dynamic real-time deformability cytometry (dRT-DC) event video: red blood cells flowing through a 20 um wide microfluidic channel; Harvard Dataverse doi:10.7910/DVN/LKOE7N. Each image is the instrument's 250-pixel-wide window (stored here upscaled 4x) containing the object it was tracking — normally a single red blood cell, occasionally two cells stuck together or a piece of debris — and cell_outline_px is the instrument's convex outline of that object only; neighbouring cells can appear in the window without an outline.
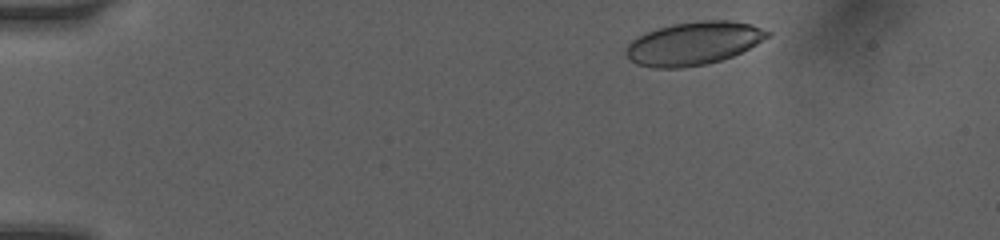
{"species": "human", "species_latin": "Homo sapiens", "temperature_condition": "room temperature", "stored_images_in_passage": 4, "camera_frame_rate_fps": 3000, "um_per_image_px": 0.085, "donor": {"sex": "female"}, "frame": {"image": 1, "passage_image": 1, "time_ms": 0.0, "image_size_px": [1000, 240], "cell_outline_px": [[772, 32], [768, 36], [756, 44], [732, 56], [720, 60], [704, 64], [680, 68], [656, 68], [636, 64], [624, 52], [624, 48], [632, 40], [644, 32], [656, 28], [672, 24], [700, 20], [728, 20], [752, 24]], "centroid_in_image_um": [58.92, 3.67], "position_along_channel_um": 26.1, "area_um2": 35.49}}